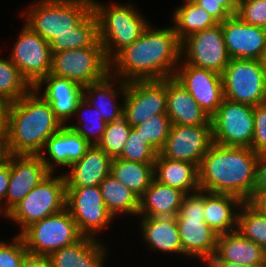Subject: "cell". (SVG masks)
<instances>
[{
	"mask_svg": "<svg viewBox=\"0 0 266 267\" xmlns=\"http://www.w3.org/2000/svg\"><path fill=\"white\" fill-rule=\"evenodd\" d=\"M10 178V153L0 162V213L5 216V196Z\"/></svg>",
	"mask_w": 266,
	"mask_h": 267,
	"instance_id": "f6af8a7d",
	"label": "cell"
},
{
	"mask_svg": "<svg viewBox=\"0 0 266 267\" xmlns=\"http://www.w3.org/2000/svg\"><path fill=\"white\" fill-rule=\"evenodd\" d=\"M82 86L98 82L110 73L103 47H84L52 53L51 71Z\"/></svg>",
	"mask_w": 266,
	"mask_h": 267,
	"instance_id": "9c48e42d",
	"label": "cell"
},
{
	"mask_svg": "<svg viewBox=\"0 0 266 267\" xmlns=\"http://www.w3.org/2000/svg\"><path fill=\"white\" fill-rule=\"evenodd\" d=\"M253 106L223 99L210 117L213 143L223 146L249 147L254 135Z\"/></svg>",
	"mask_w": 266,
	"mask_h": 267,
	"instance_id": "8fae6325",
	"label": "cell"
},
{
	"mask_svg": "<svg viewBox=\"0 0 266 267\" xmlns=\"http://www.w3.org/2000/svg\"><path fill=\"white\" fill-rule=\"evenodd\" d=\"M171 125L170 118L167 114H158L149 117L146 121L134 128L159 152L167 141Z\"/></svg>",
	"mask_w": 266,
	"mask_h": 267,
	"instance_id": "f35d334b",
	"label": "cell"
},
{
	"mask_svg": "<svg viewBox=\"0 0 266 267\" xmlns=\"http://www.w3.org/2000/svg\"><path fill=\"white\" fill-rule=\"evenodd\" d=\"M185 193L153 179L139 198L138 215L144 217H175Z\"/></svg>",
	"mask_w": 266,
	"mask_h": 267,
	"instance_id": "83f0119b",
	"label": "cell"
},
{
	"mask_svg": "<svg viewBox=\"0 0 266 267\" xmlns=\"http://www.w3.org/2000/svg\"><path fill=\"white\" fill-rule=\"evenodd\" d=\"M212 144V126L172 124L159 154L172 160L192 162L199 167Z\"/></svg>",
	"mask_w": 266,
	"mask_h": 267,
	"instance_id": "e0dca14e",
	"label": "cell"
},
{
	"mask_svg": "<svg viewBox=\"0 0 266 267\" xmlns=\"http://www.w3.org/2000/svg\"><path fill=\"white\" fill-rule=\"evenodd\" d=\"M110 174L139 198L154 179V163H140L113 158Z\"/></svg>",
	"mask_w": 266,
	"mask_h": 267,
	"instance_id": "1f68e13d",
	"label": "cell"
},
{
	"mask_svg": "<svg viewBox=\"0 0 266 267\" xmlns=\"http://www.w3.org/2000/svg\"><path fill=\"white\" fill-rule=\"evenodd\" d=\"M254 135L250 148L257 154H266V102L254 106Z\"/></svg>",
	"mask_w": 266,
	"mask_h": 267,
	"instance_id": "ee69618b",
	"label": "cell"
},
{
	"mask_svg": "<svg viewBox=\"0 0 266 267\" xmlns=\"http://www.w3.org/2000/svg\"><path fill=\"white\" fill-rule=\"evenodd\" d=\"M125 90L126 82L109 73L104 79L84 86L83 98L99 111L106 123H111L123 117L124 104L119 103L118 97H124Z\"/></svg>",
	"mask_w": 266,
	"mask_h": 267,
	"instance_id": "7402d4cb",
	"label": "cell"
},
{
	"mask_svg": "<svg viewBox=\"0 0 266 267\" xmlns=\"http://www.w3.org/2000/svg\"><path fill=\"white\" fill-rule=\"evenodd\" d=\"M214 255L235 264L266 267V251L238 230L218 235Z\"/></svg>",
	"mask_w": 266,
	"mask_h": 267,
	"instance_id": "d4e9b609",
	"label": "cell"
},
{
	"mask_svg": "<svg viewBox=\"0 0 266 267\" xmlns=\"http://www.w3.org/2000/svg\"><path fill=\"white\" fill-rule=\"evenodd\" d=\"M6 155V143H0V162L5 159Z\"/></svg>",
	"mask_w": 266,
	"mask_h": 267,
	"instance_id": "816d5d0a",
	"label": "cell"
},
{
	"mask_svg": "<svg viewBox=\"0 0 266 267\" xmlns=\"http://www.w3.org/2000/svg\"><path fill=\"white\" fill-rule=\"evenodd\" d=\"M92 111L84 112V111ZM84 112V113H83ZM86 113V114H85ZM88 113L89 118L86 116ZM79 122L67 125L70 129L74 130L81 137H83L91 146H96L101 140L102 135L106 129L107 123L103 120L99 111L88 104V102L83 98L78 104L75 112ZM80 114V115H79ZM82 114V115H81ZM85 114V116H83ZM87 117V118H86ZM91 117V119H90ZM88 119V120H87ZM90 120V121H89ZM87 121V122H86Z\"/></svg>",
	"mask_w": 266,
	"mask_h": 267,
	"instance_id": "e575fe53",
	"label": "cell"
},
{
	"mask_svg": "<svg viewBox=\"0 0 266 267\" xmlns=\"http://www.w3.org/2000/svg\"><path fill=\"white\" fill-rule=\"evenodd\" d=\"M203 263L206 264L207 267H251L218 259L214 254Z\"/></svg>",
	"mask_w": 266,
	"mask_h": 267,
	"instance_id": "f907efd6",
	"label": "cell"
},
{
	"mask_svg": "<svg viewBox=\"0 0 266 267\" xmlns=\"http://www.w3.org/2000/svg\"><path fill=\"white\" fill-rule=\"evenodd\" d=\"M55 176L51 172L4 216L20 226L18 234L32 223L66 208L67 188L64 174Z\"/></svg>",
	"mask_w": 266,
	"mask_h": 267,
	"instance_id": "52a82bcc",
	"label": "cell"
},
{
	"mask_svg": "<svg viewBox=\"0 0 266 267\" xmlns=\"http://www.w3.org/2000/svg\"><path fill=\"white\" fill-rule=\"evenodd\" d=\"M92 11L97 18L99 41L109 62L135 42L150 24L130 3L106 5L92 0Z\"/></svg>",
	"mask_w": 266,
	"mask_h": 267,
	"instance_id": "277c9868",
	"label": "cell"
},
{
	"mask_svg": "<svg viewBox=\"0 0 266 267\" xmlns=\"http://www.w3.org/2000/svg\"><path fill=\"white\" fill-rule=\"evenodd\" d=\"M237 230L266 251V216L248 202H244L239 209Z\"/></svg>",
	"mask_w": 266,
	"mask_h": 267,
	"instance_id": "8d00e7d4",
	"label": "cell"
},
{
	"mask_svg": "<svg viewBox=\"0 0 266 267\" xmlns=\"http://www.w3.org/2000/svg\"><path fill=\"white\" fill-rule=\"evenodd\" d=\"M248 203L260 214L266 216V190L254 192Z\"/></svg>",
	"mask_w": 266,
	"mask_h": 267,
	"instance_id": "c3c4849f",
	"label": "cell"
},
{
	"mask_svg": "<svg viewBox=\"0 0 266 267\" xmlns=\"http://www.w3.org/2000/svg\"><path fill=\"white\" fill-rule=\"evenodd\" d=\"M158 154L159 152L133 127L118 158L140 163H155Z\"/></svg>",
	"mask_w": 266,
	"mask_h": 267,
	"instance_id": "ab89813d",
	"label": "cell"
},
{
	"mask_svg": "<svg viewBox=\"0 0 266 267\" xmlns=\"http://www.w3.org/2000/svg\"><path fill=\"white\" fill-rule=\"evenodd\" d=\"M236 15L247 24L266 29V0H240Z\"/></svg>",
	"mask_w": 266,
	"mask_h": 267,
	"instance_id": "b9f144b4",
	"label": "cell"
},
{
	"mask_svg": "<svg viewBox=\"0 0 266 267\" xmlns=\"http://www.w3.org/2000/svg\"><path fill=\"white\" fill-rule=\"evenodd\" d=\"M138 217L142 239L149 249L184 255L175 217Z\"/></svg>",
	"mask_w": 266,
	"mask_h": 267,
	"instance_id": "4316f807",
	"label": "cell"
},
{
	"mask_svg": "<svg viewBox=\"0 0 266 267\" xmlns=\"http://www.w3.org/2000/svg\"><path fill=\"white\" fill-rule=\"evenodd\" d=\"M99 188L104 204L114 218L122 213L138 216L139 197L111 174L102 180Z\"/></svg>",
	"mask_w": 266,
	"mask_h": 267,
	"instance_id": "d6a6232c",
	"label": "cell"
},
{
	"mask_svg": "<svg viewBox=\"0 0 266 267\" xmlns=\"http://www.w3.org/2000/svg\"><path fill=\"white\" fill-rule=\"evenodd\" d=\"M62 127L51 105L32 88L9 104L6 152L40 155L47 140Z\"/></svg>",
	"mask_w": 266,
	"mask_h": 267,
	"instance_id": "3957f363",
	"label": "cell"
},
{
	"mask_svg": "<svg viewBox=\"0 0 266 267\" xmlns=\"http://www.w3.org/2000/svg\"><path fill=\"white\" fill-rule=\"evenodd\" d=\"M123 118L133 128L149 117L167 113L166 79L126 82Z\"/></svg>",
	"mask_w": 266,
	"mask_h": 267,
	"instance_id": "5bb4252c",
	"label": "cell"
},
{
	"mask_svg": "<svg viewBox=\"0 0 266 267\" xmlns=\"http://www.w3.org/2000/svg\"><path fill=\"white\" fill-rule=\"evenodd\" d=\"M212 116L224 99L222 76L212 70L197 68L180 60L173 77Z\"/></svg>",
	"mask_w": 266,
	"mask_h": 267,
	"instance_id": "2e32d148",
	"label": "cell"
},
{
	"mask_svg": "<svg viewBox=\"0 0 266 267\" xmlns=\"http://www.w3.org/2000/svg\"><path fill=\"white\" fill-rule=\"evenodd\" d=\"M181 59L188 65L222 74L231 58L225 46L221 24L185 38L181 42Z\"/></svg>",
	"mask_w": 266,
	"mask_h": 267,
	"instance_id": "9a60e30c",
	"label": "cell"
},
{
	"mask_svg": "<svg viewBox=\"0 0 266 267\" xmlns=\"http://www.w3.org/2000/svg\"><path fill=\"white\" fill-rule=\"evenodd\" d=\"M27 8L21 13L25 24L50 43L58 35L72 33L92 12V0H38Z\"/></svg>",
	"mask_w": 266,
	"mask_h": 267,
	"instance_id": "5b68a950",
	"label": "cell"
},
{
	"mask_svg": "<svg viewBox=\"0 0 266 267\" xmlns=\"http://www.w3.org/2000/svg\"><path fill=\"white\" fill-rule=\"evenodd\" d=\"M9 102L0 98V143L7 141V113Z\"/></svg>",
	"mask_w": 266,
	"mask_h": 267,
	"instance_id": "7dc6e473",
	"label": "cell"
},
{
	"mask_svg": "<svg viewBox=\"0 0 266 267\" xmlns=\"http://www.w3.org/2000/svg\"><path fill=\"white\" fill-rule=\"evenodd\" d=\"M23 26L9 59L34 87L42 78L50 74L52 53L49 42L35 33L27 24Z\"/></svg>",
	"mask_w": 266,
	"mask_h": 267,
	"instance_id": "4fadbf2b",
	"label": "cell"
},
{
	"mask_svg": "<svg viewBox=\"0 0 266 267\" xmlns=\"http://www.w3.org/2000/svg\"><path fill=\"white\" fill-rule=\"evenodd\" d=\"M154 179L185 194L200 190L198 166L192 162L172 160L160 154L154 163Z\"/></svg>",
	"mask_w": 266,
	"mask_h": 267,
	"instance_id": "f546056e",
	"label": "cell"
},
{
	"mask_svg": "<svg viewBox=\"0 0 266 267\" xmlns=\"http://www.w3.org/2000/svg\"><path fill=\"white\" fill-rule=\"evenodd\" d=\"M167 115L171 124L212 126L210 116L174 78L166 79Z\"/></svg>",
	"mask_w": 266,
	"mask_h": 267,
	"instance_id": "603a6c76",
	"label": "cell"
},
{
	"mask_svg": "<svg viewBox=\"0 0 266 267\" xmlns=\"http://www.w3.org/2000/svg\"><path fill=\"white\" fill-rule=\"evenodd\" d=\"M221 76L225 99L253 107L266 102V82L260 60L231 59Z\"/></svg>",
	"mask_w": 266,
	"mask_h": 267,
	"instance_id": "30bf717a",
	"label": "cell"
},
{
	"mask_svg": "<svg viewBox=\"0 0 266 267\" xmlns=\"http://www.w3.org/2000/svg\"><path fill=\"white\" fill-rule=\"evenodd\" d=\"M266 190V154H258L254 192Z\"/></svg>",
	"mask_w": 266,
	"mask_h": 267,
	"instance_id": "bcb514c9",
	"label": "cell"
},
{
	"mask_svg": "<svg viewBox=\"0 0 266 267\" xmlns=\"http://www.w3.org/2000/svg\"><path fill=\"white\" fill-rule=\"evenodd\" d=\"M90 147L91 145L78 133L68 126H63L47 140L40 157L46 168L54 173L56 166L67 169L79 161Z\"/></svg>",
	"mask_w": 266,
	"mask_h": 267,
	"instance_id": "44dd1931",
	"label": "cell"
},
{
	"mask_svg": "<svg viewBox=\"0 0 266 267\" xmlns=\"http://www.w3.org/2000/svg\"><path fill=\"white\" fill-rule=\"evenodd\" d=\"M243 203L234 195L205 191V222L218 235L235 231L238 212Z\"/></svg>",
	"mask_w": 266,
	"mask_h": 267,
	"instance_id": "f1b7e54d",
	"label": "cell"
},
{
	"mask_svg": "<svg viewBox=\"0 0 266 267\" xmlns=\"http://www.w3.org/2000/svg\"><path fill=\"white\" fill-rule=\"evenodd\" d=\"M33 87L22 76L20 70L7 57H0V98L11 103L18 101Z\"/></svg>",
	"mask_w": 266,
	"mask_h": 267,
	"instance_id": "d590c367",
	"label": "cell"
},
{
	"mask_svg": "<svg viewBox=\"0 0 266 267\" xmlns=\"http://www.w3.org/2000/svg\"><path fill=\"white\" fill-rule=\"evenodd\" d=\"M29 252L20 234L14 236L12 243L0 239V267H21Z\"/></svg>",
	"mask_w": 266,
	"mask_h": 267,
	"instance_id": "60d3db41",
	"label": "cell"
},
{
	"mask_svg": "<svg viewBox=\"0 0 266 267\" xmlns=\"http://www.w3.org/2000/svg\"><path fill=\"white\" fill-rule=\"evenodd\" d=\"M20 235L29 255L41 257H48L83 237L67 208L32 223Z\"/></svg>",
	"mask_w": 266,
	"mask_h": 267,
	"instance_id": "ba28073f",
	"label": "cell"
},
{
	"mask_svg": "<svg viewBox=\"0 0 266 267\" xmlns=\"http://www.w3.org/2000/svg\"><path fill=\"white\" fill-rule=\"evenodd\" d=\"M219 24L231 15H236L240 0H194Z\"/></svg>",
	"mask_w": 266,
	"mask_h": 267,
	"instance_id": "7bdbcfd3",
	"label": "cell"
},
{
	"mask_svg": "<svg viewBox=\"0 0 266 267\" xmlns=\"http://www.w3.org/2000/svg\"><path fill=\"white\" fill-rule=\"evenodd\" d=\"M221 24L226 49L231 59L260 60L266 52V29L231 15Z\"/></svg>",
	"mask_w": 266,
	"mask_h": 267,
	"instance_id": "ac0fdd59",
	"label": "cell"
},
{
	"mask_svg": "<svg viewBox=\"0 0 266 267\" xmlns=\"http://www.w3.org/2000/svg\"><path fill=\"white\" fill-rule=\"evenodd\" d=\"M21 267H51L47 257L28 255Z\"/></svg>",
	"mask_w": 266,
	"mask_h": 267,
	"instance_id": "681fc988",
	"label": "cell"
},
{
	"mask_svg": "<svg viewBox=\"0 0 266 267\" xmlns=\"http://www.w3.org/2000/svg\"><path fill=\"white\" fill-rule=\"evenodd\" d=\"M205 191L185 194L175 216L183 254L206 261L215 253L218 234L205 222Z\"/></svg>",
	"mask_w": 266,
	"mask_h": 267,
	"instance_id": "8992f818",
	"label": "cell"
},
{
	"mask_svg": "<svg viewBox=\"0 0 266 267\" xmlns=\"http://www.w3.org/2000/svg\"><path fill=\"white\" fill-rule=\"evenodd\" d=\"M260 61H261V64H262L263 73H264V78H265V82H266V52H265L264 55L261 57Z\"/></svg>",
	"mask_w": 266,
	"mask_h": 267,
	"instance_id": "f5cc1de1",
	"label": "cell"
},
{
	"mask_svg": "<svg viewBox=\"0 0 266 267\" xmlns=\"http://www.w3.org/2000/svg\"><path fill=\"white\" fill-rule=\"evenodd\" d=\"M51 53L84 47H103L99 41L97 18L92 11L71 34L58 35L50 43Z\"/></svg>",
	"mask_w": 266,
	"mask_h": 267,
	"instance_id": "836d02e7",
	"label": "cell"
},
{
	"mask_svg": "<svg viewBox=\"0 0 266 267\" xmlns=\"http://www.w3.org/2000/svg\"><path fill=\"white\" fill-rule=\"evenodd\" d=\"M44 85L46 87L42 92ZM33 88L51 105L56 118L63 126H67L68 121L75 117L77 104L83 99L84 86L51 73Z\"/></svg>",
	"mask_w": 266,
	"mask_h": 267,
	"instance_id": "ffe728a7",
	"label": "cell"
},
{
	"mask_svg": "<svg viewBox=\"0 0 266 267\" xmlns=\"http://www.w3.org/2000/svg\"><path fill=\"white\" fill-rule=\"evenodd\" d=\"M180 60L181 42L174 27L157 29L149 24L110 61V74L124 82L163 80L174 77Z\"/></svg>",
	"mask_w": 266,
	"mask_h": 267,
	"instance_id": "6da1fadb",
	"label": "cell"
},
{
	"mask_svg": "<svg viewBox=\"0 0 266 267\" xmlns=\"http://www.w3.org/2000/svg\"><path fill=\"white\" fill-rule=\"evenodd\" d=\"M110 158L97 146H91L85 155L68 167L64 174L66 187H94L110 174Z\"/></svg>",
	"mask_w": 266,
	"mask_h": 267,
	"instance_id": "484cf974",
	"label": "cell"
},
{
	"mask_svg": "<svg viewBox=\"0 0 266 267\" xmlns=\"http://www.w3.org/2000/svg\"><path fill=\"white\" fill-rule=\"evenodd\" d=\"M107 246L98 240L83 236L72 245L52 252L47 258L51 267H103Z\"/></svg>",
	"mask_w": 266,
	"mask_h": 267,
	"instance_id": "cb8c5ba5",
	"label": "cell"
},
{
	"mask_svg": "<svg viewBox=\"0 0 266 267\" xmlns=\"http://www.w3.org/2000/svg\"><path fill=\"white\" fill-rule=\"evenodd\" d=\"M50 173L40 155L10 154L5 215Z\"/></svg>",
	"mask_w": 266,
	"mask_h": 267,
	"instance_id": "d6986e66",
	"label": "cell"
},
{
	"mask_svg": "<svg viewBox=\"0 0 266 267\" xmlns=\"http://www.w3.org/2000/svg\"><path fill=\"white\" fill-rule=\"evenodd\" d=\"M258 154L249 147L213 143L198 167L200 190L248 202L254 193Z\"/></svg>",
	"mask_w": 266,
	"mask_h": 267,
	"instance_id": "7a4b0ae2",
	"label": "cell"
},
{
	"mask_svg": "<svg viewBox=\"0 0 266 267\" xmlns=\"http://www.w3.org/2000/svg\"><path fill=\"white\" fill-rule=\"evenodd\" d=\"M66 208L83 236L95 238L115 219L104 204L99 186L66 187Z\"/></svg>",
	"mask_w": 266,
	"mask_h": 267,
	"instance_id": "7c38bea8",
	"label": "cell"
},
{
	"mask_svg": "<svg viewBox=\"0 0 266 267\" xmlns=\"http://www.w3.org/2000/svg\"><path fill=\"white\" fill-rule=\"evenodd\" d=\"M131 128L123 117L117 121L107 123L102 138L96 146L110 158H118L124 150Z\"/></svg>",
	"mask_w": 266,
	"mask_h": 267,
	"instance_id": "74e56055",
	"label": "cell"
},
{
	"mask_svg": "<svg viewBox=\"0 0 266 267\" xmlns=\"http://www.w3.org/2000/svg\"><path fill=\"white\" fill-rule=\"evenodd\" d=\"M173 27L180 42L191 34L212 28L219 24L194 0H184L183 5L173 10Z\"/></svg>",
	"mask_w": 266,
	"mask_h": 267,
	"instance_id": "4dcf8cb0",
	"label": "cell"
}]
</instances>
